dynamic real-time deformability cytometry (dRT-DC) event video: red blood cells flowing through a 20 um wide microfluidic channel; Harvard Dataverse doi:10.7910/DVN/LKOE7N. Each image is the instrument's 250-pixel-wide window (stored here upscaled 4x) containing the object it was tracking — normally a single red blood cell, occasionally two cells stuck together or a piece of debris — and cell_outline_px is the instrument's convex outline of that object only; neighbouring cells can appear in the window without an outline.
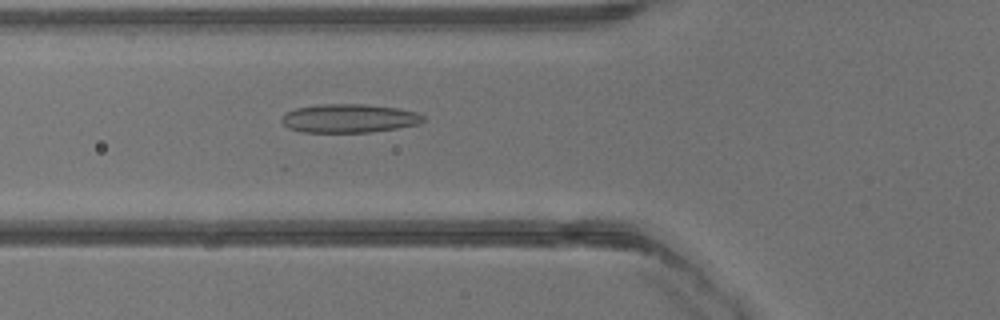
{"species": "common noctule bat (a hibernating species)", "species_latin": "Nyctalus noctula", "temperature_condition": "warm", "stored_images_in_passage": 40, "camera_frame_rate_fps": 3000, "um_per_image_px": 0.085, "animal": {"sex": "male", "body_mass_g": 13.3}, "frame": {"image": 1, "passage_image": 15, "time_ms": 4.667, "image_size_px": [1000, 320], "cell_outline_px": [[424, 120], [416, 124], [396, 128], [372, 132], [300, 132], [288, 128], [280, 120], [284, 112], [296, 108], [320, 104], [364, 104], [396, 108], [416, 112], [424, 116]], "centroid_in_image_um": [29.61, 10.06], "position_along_channel_um": 96.2, "area_um2": 23.58}}
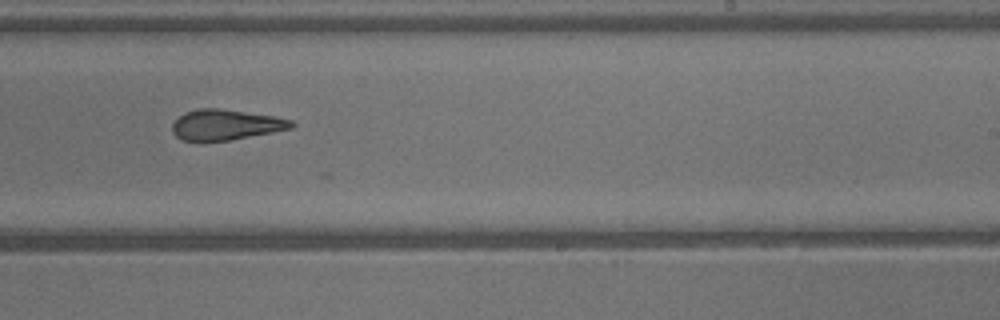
{"frame": {"image": 2, "passage_image": 25, "time_ms": 8.0, "image_size_px": [1000, 320], "cell_outline_px": [[296, 124], [292, 128], [272, 132], [228, 140], [204, 144], [196, 144], [180, 140], [172, 132], [172, 124], [184, 112], [196, 108], [220, 108], [276, 116], [292, 120]], "centroid_in_image_um": [19.12, 10.63], "position_along_channel_um": 269.9, "area_um2": 21.91}}
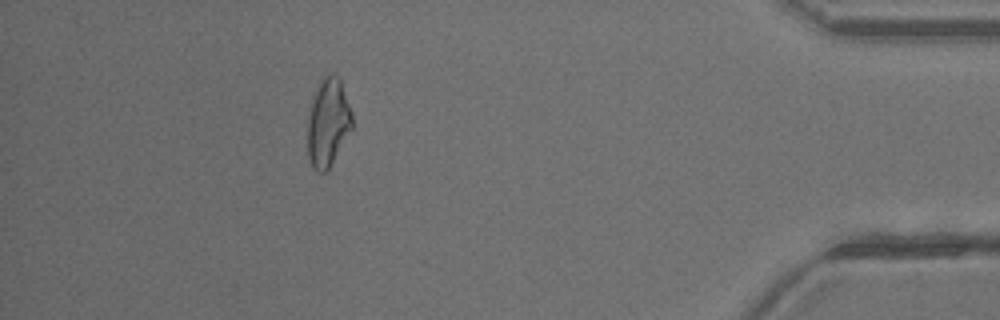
{"frame": {"image": 3, "passage_image": 36, "time_ms": 11.667, "image_size_px": [1000, 320], "cell_outline_px": [[352, 128], [328, 168], [324, 172], [316, 172], [312, 168], [308, 156], [308, 116], [312, 96], [316, 88], [324, 76], [328, 72], [332, 72], [340, 76], [352, 112]], "centroid_in_image_um": [27.88, 10.35], "position_along_channel_um": 407.3, "area_um2": 23.0}}